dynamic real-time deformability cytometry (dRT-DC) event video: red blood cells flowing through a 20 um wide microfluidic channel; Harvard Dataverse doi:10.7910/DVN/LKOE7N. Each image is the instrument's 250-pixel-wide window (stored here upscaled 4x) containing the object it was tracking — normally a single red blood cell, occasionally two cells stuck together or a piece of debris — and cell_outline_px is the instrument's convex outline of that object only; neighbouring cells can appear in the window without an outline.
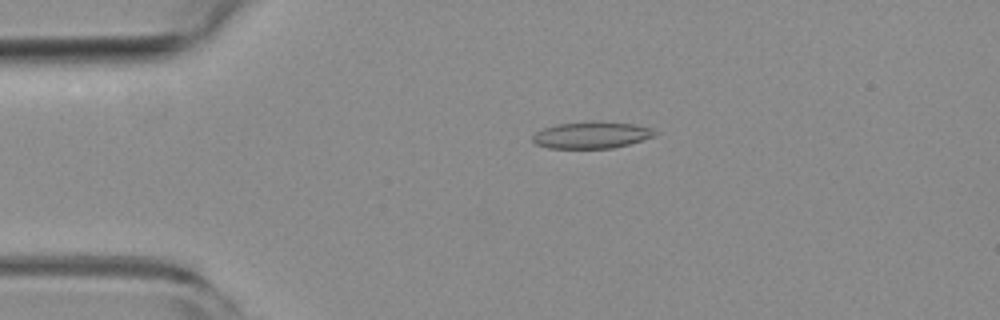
{"species": "common noctule bat (a hibernating species)", "species_latin": "Nyctalus noctula", "temperature_condition": "room temperature", "stored_images_in_passage": 7, "camera_frame_rate_fps": 3000, "um_per_image_px": 0.085, "animal": {"sex": "female", "body_mass_g": 19.3, "forearm_length_mm": 54.1}, "frame": {"image": 1, "passage_image": 2, "time_ms": 0.333, "image_size_px": [1000, 320], "cell_outline_px": [[660, 132], [656, 136], [628, 144], [612, 148], [548, 148], [536, 144], [532, 140], [532, 136], [536, 132], [544, 128], [556, 124], [636, 124], [652, 128]], "centroid_in_image_um": [50.31, 11.52], "position_along_channel_um": 34.7, "area_um2": 18.21}}